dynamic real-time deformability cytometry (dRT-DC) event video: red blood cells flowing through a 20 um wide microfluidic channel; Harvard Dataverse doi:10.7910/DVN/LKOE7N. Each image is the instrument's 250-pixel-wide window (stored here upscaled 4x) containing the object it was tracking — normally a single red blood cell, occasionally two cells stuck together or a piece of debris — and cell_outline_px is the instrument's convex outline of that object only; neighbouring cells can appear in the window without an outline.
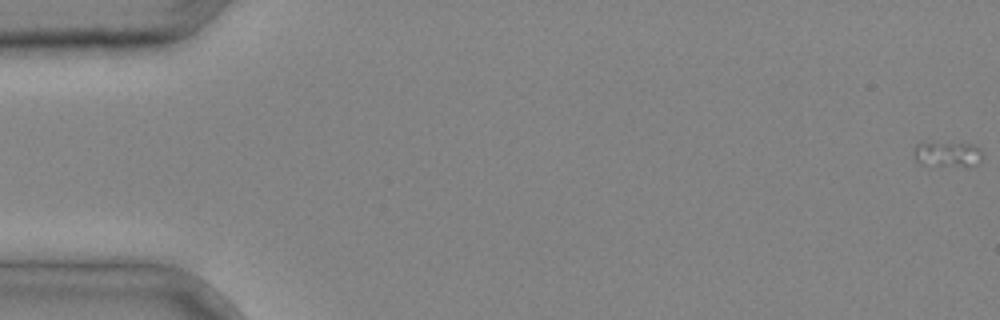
{"species": "common noctule bat (a hibernating species)", "species_latin": "Nyctalus noctula", "temperature_condition": "cold", "stored_images_in_passage": 4, "camera_frame_rate_fps": 3000, "um_per_image_px": 0.085, "animal": {"sex": "male", "body_mass_g": 20.4}, "frame": {"image": 1, "passage_image": 1, "time_ms": 0.0, "image_size_px": [1000, 320], "cell_outline_px": [[984, 156], [976, 164], [920, 164], [912, 156], [912, 148], [920, 140], [972, 144], [980, 148], [984, 152]], "centroid_in_image_um": [80.44, 13.01], "position_along_channel_um": 4.6, "area_um2": 10.4}}